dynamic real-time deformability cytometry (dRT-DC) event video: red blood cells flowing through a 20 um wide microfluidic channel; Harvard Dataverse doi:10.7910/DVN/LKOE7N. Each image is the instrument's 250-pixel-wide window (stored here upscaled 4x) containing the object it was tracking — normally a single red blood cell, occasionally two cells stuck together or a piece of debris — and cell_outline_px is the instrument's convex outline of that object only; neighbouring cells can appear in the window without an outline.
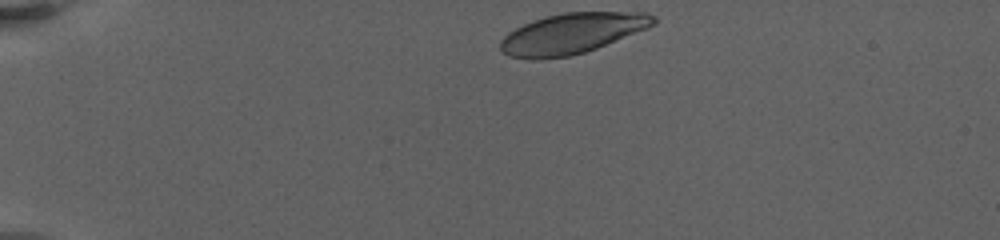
{"species": "human", "species_latin": "Homo sapiens", "temperature_condition": "warm", "stored_images_in_passage": 49, "camera_frame_rate_fps": 3000, "um_per_image_px": 0.085, "donor": {"sex": "female"}, "frame": {"image": 1, "passage_image": 1, "time_ms": 0.0, "image_size_px": [1000, 240], "cell_outline_px": [[656, 20], [648, 28], [596, 48], [584, 52], [568, 56], [540, 60], [532, 60], [508, 56], [500, 52], [500, 40], [508, 32], [532, 20], [544, 16], [564, 12], [648, 12], [656, 16]], "centroid_in_image_um": [48.58, 2.85], "position_along_channel_um": 36.4, "area_um2": 36.36}}
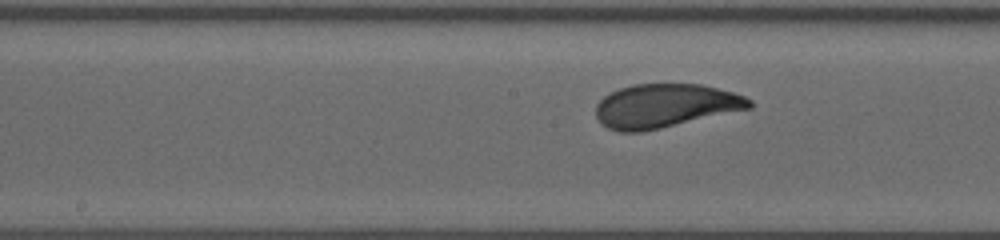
{"frame": {"image": 2, "passage_image": 30, "time_ms": 7.333, "image_size_px": [1000, 240], "cell_outline_px": [[752, 108], [660, 128], [640, 132], [620, 132], [608, 128], [600, 124], [596, 116], [596, 104], [604, 96], [620, 88], [632, 84], [700, 84], [732, 92], [744, 96], [752, 100]], "centroid_in_image_um": [56.51, 9.0], "position_along_channel_um": 191.7, "area_um2": 39.02}}
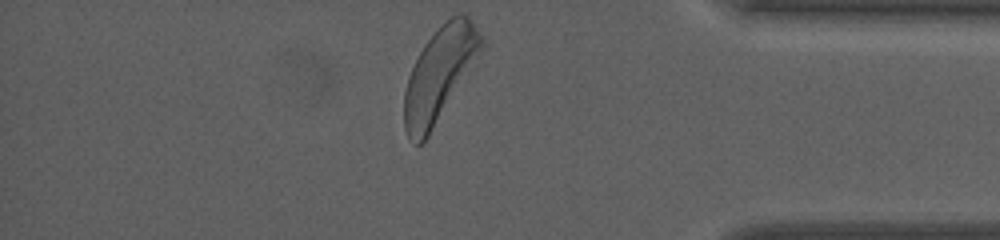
{"frame": {"image": 3, "passage_image": 49, "time_ms": 14.667, "image_size_px": [1000, 240], "cell_outline_px": [[484, 44], [428, 136], [420, 144], [416, 144], [408, 140], [404, 128], [404, 92], [408, 76], [424, 44], [436, 28], [452, 16], [460, 12], [464, 12], [472, 20], [484, 40]], "centroid_in_image_um": [37.31, 6.28], "position_along_channel_um": 397.9, "area_um2": 41.04}, "authors_computed_cell_mechanics": {"area_um2": 38.8416, "velocity_mm_per_s": 3.0906, "shape_relaxation_time_tau1_ms": 2.9634, "shape_relaxation_time_tau2_ms": 1.8841, "deformation_change_tau1": 0.1565, "deformation_change_tau2": 0.0797}}